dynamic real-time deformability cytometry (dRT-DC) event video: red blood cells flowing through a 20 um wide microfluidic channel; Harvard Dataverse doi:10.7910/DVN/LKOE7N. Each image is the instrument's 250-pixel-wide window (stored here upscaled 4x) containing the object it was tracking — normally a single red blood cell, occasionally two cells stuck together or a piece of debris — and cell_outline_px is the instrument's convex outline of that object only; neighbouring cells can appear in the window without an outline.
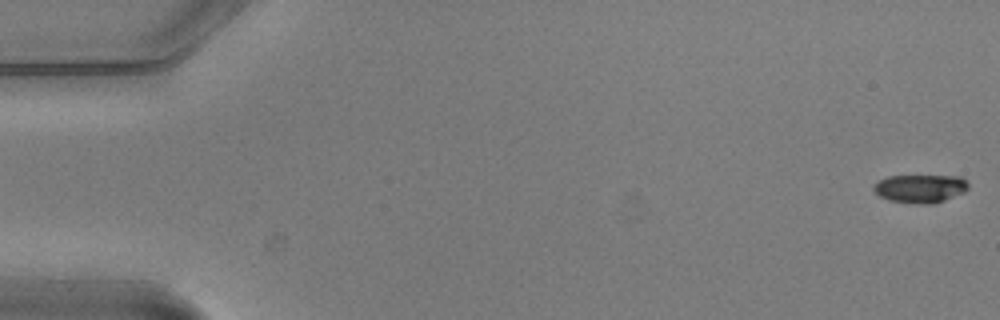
{"species": "common noctule bat (a hibernating species)", "species_latin": "Nyctalus noctula", "temperature_condition": "warm", "stored_images_in_passage": 6, "camera_frame_rate_fps": 3000, "um_per_image_px": 0.085, "animal": {"sex": "male", "body_mass_g": 20.5, "forearm_length_mm": 52.5}, "frame": {"image": 1, "passage_image": 1, "time_ms": 0.0, "image_size_px": [1000, 320], "cell_outline_px": [[968, 188], [964, 192], [944, 200], [932, 204], [916, 204], [888, 200], [880, 196], [872, 188], [872, 184], [888, 176], [960, 176], [968, 184]], "centroid_in_image_um": [78.19, 16.03], "position_along_channel_um": 6.8, "area_um2": 15.55}}
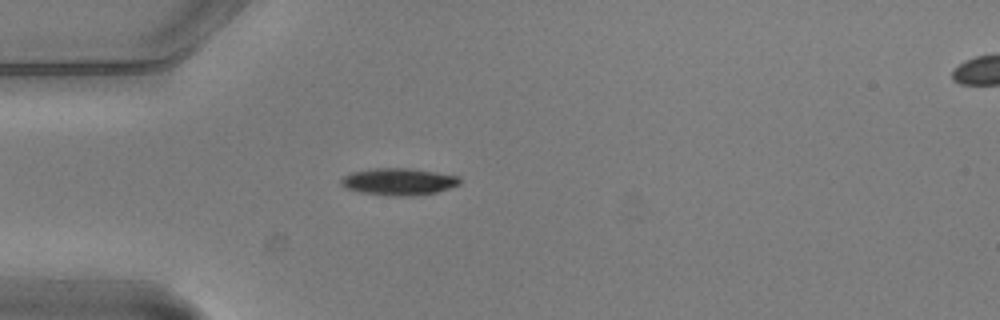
{"frame": {"image": 2, "passage_image": 5, "time_ms": 1.333, "image_size_px": [1000, 320], "cell_outline_px": [[460, 184], [436, 192], [412, 196], [392, 196], [360, 192], [344, 188], [340, 184], [340, 180], [344, 176], [352, 172], [372, 168], [412, 168], [460, 176]], "centroid_in_image_um": [33.87, 15.43], "position_along_channel_um": 51.1, "area_um2": 18.79}}